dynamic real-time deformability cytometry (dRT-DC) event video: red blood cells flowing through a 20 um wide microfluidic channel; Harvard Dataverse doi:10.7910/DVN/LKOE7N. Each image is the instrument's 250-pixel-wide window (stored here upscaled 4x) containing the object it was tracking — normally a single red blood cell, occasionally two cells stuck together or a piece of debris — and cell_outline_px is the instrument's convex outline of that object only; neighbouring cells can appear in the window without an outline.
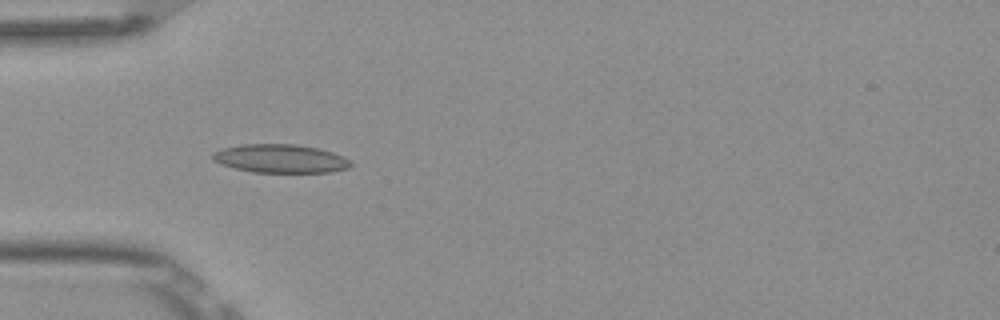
{"species": "Egyptian fruit bat (a non-hibernating species)", "species_latin": "Rousettus aegyptiacus", "temperature_condition": "room temperature", "stored_images_in_passage": 6, "camera_frame_rate_fps": 3000, "um_per_image_px": 0.085, "frame": {"image": 1, "passage_image": 5, "time_ms": 1.333, "image_size_px": [1000, 320], "cell_outline_px": [[352, 164], [348, 168], [328, 172], [252, 172], [220, 164], [212, 160], [212, 152], [220, 148], [240, 144], [296, 144], [316, 148], [332, 152], [344, 156]], "centroid_in_image_um": [23.78, 13.47], "position_along_channel_um": 61.2, "area_um2": 22.95}}
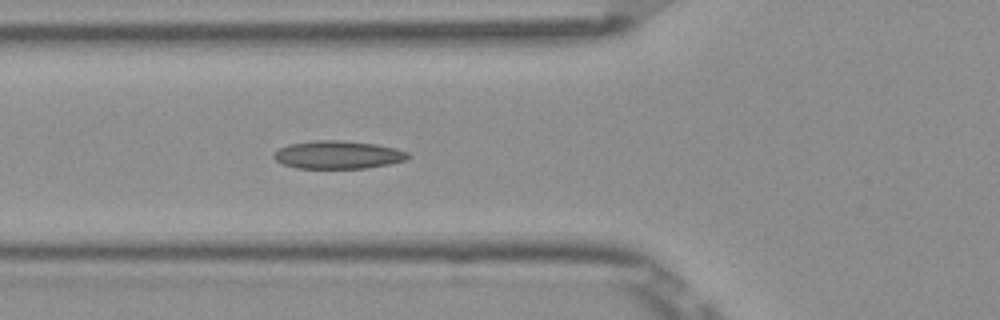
{"frame": {"image": 2, "passage_image": 6, "time_ms": 1.667, "image_size_px": [1000, 320], "cell_outline_px": [[412, 156], [408, 160], [388, 164], [364, 168], [296, 168], [284, 164], [276, 160], [272, 156], [280, 148], [288, 144], [312, 140], [344, 140], [376, 144], [396, 148], [408, 152]], "centroid_in_image_um": [28.76, 13.15], "position_along_channel_um": 97.0, "area_um2": 22.02}}